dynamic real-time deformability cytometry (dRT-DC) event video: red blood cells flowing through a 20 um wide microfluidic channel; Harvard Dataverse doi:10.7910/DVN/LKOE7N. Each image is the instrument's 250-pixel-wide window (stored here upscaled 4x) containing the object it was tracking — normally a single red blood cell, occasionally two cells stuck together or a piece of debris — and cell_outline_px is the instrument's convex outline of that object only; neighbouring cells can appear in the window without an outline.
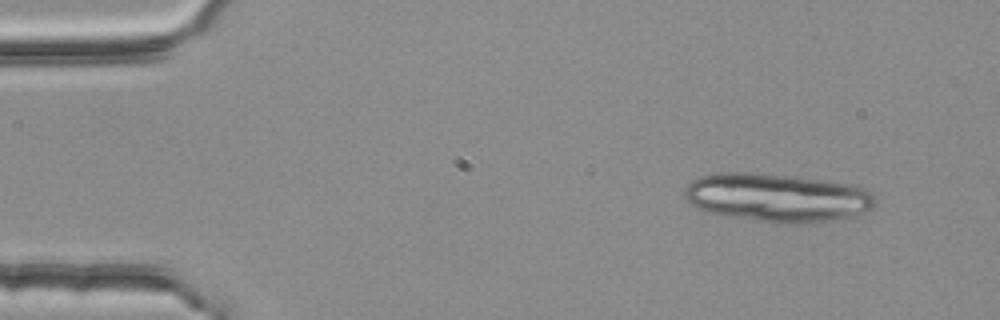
{"species": "common noctule bat (a hibernating species)", "species_latin": "Nyctalus noctula", "temperature_condition": "room temperature", "stored_images_in_passage": 4, "camera_frame_rate_fps": 3000, "um_per_image_px": 0.085, "animal": {"sex": "female", "body_mass_g": 25.1}, "frame": {"image": 1, "passage_image": 1, "time_ms": 0.0, "image_size_px": [1000, 320], "cell_outline_px": [[876, 204], [868, 208], [848, 216], [800, 224], [772, 224], [724, 216], [704, 212], [696, 208], [684, 200], [684, 188], [692, 180], [700, 176], [720, 172], [748, 172], [788, 176], [824, 180], [848, 184], [864, 188], [872, 192], [876, 196]], "centroid_in_image_um": [65.94, 16.8], "position_along_channel_um": 19.1, "area_um2": 54.1}}